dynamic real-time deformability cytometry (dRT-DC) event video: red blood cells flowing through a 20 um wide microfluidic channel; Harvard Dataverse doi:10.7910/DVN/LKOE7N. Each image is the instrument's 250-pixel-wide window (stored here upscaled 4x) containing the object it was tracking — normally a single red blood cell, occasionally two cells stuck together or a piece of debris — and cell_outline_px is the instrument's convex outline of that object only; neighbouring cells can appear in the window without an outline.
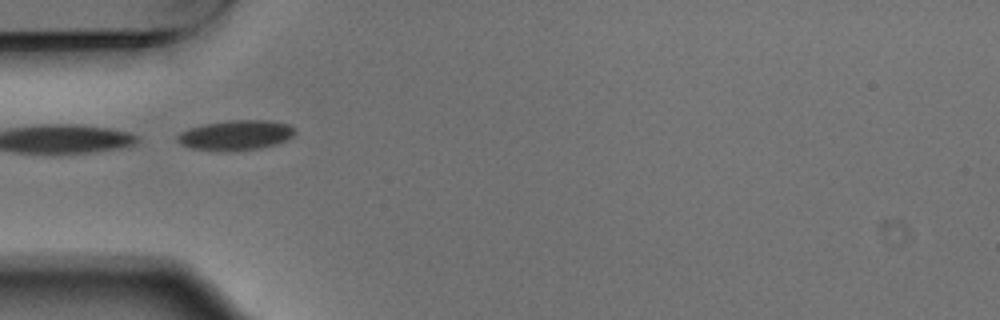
{"species": "Egyptian fruit bat (a non-hibernating species)", "species_latin": "Rousettus aegyptiacus", "temperature_condition": "warm", "stored_images_in_passage": 5, "camera_frame_rate_fps": 3000, "um_per_image_px": 0.085, "animal": {"sex": "male"}, "frame": {"image": 1, "passage_image": 1, "time_ms": 0.0, "image_size_px": [1000, 320], "cell_outline_px": [[296, 132], [292, 136], [276, 144], [260, 148], [228, 152], [224, 152], [188, 148], [180, 144], [176, 140], [176, 136], [180, 132], [188, 128], [204, 124], [228, 120], [268, 120], [288, 124]], "centroid_in_image_um": [19.97, 11.5], "position_along_channel_um": 65.0, "area_um2": 20.75}}
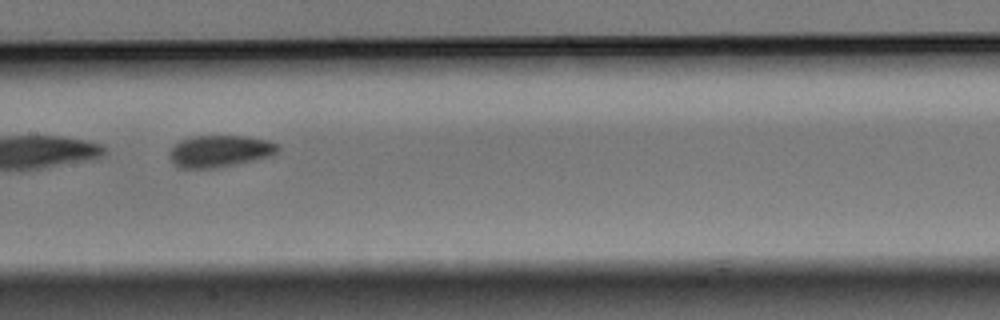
{"frame": {"image": 2, "passage_image": 4, "time_ms": 1.0, "image_size_px": [1000, 320], "cell_outline_px": [[280, 148], [272, 156], [212, 168], [180, 168], [172, 160], [172, 148], [180, 140], [192, 136], [244, 136], [268, 140], [276, 144]], "centroid_in_image_um": [18.71, 12.83], "position_along_channel_um": 188.7, "area_um2": 19.59}}
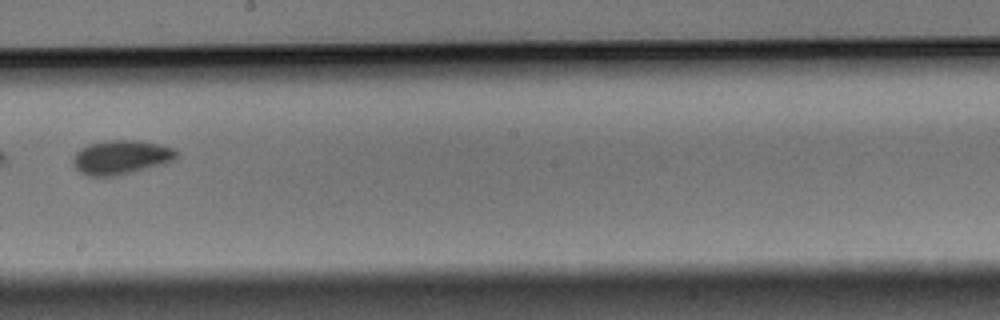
{"frame": {"image": 3, "passage_image": 5, "time_ms": 1.333, "image_size_px": [1000, 320], "cell_outline_px": [[180, 156], [176, 160], [164, 164], [112, 176], [88, 176], [80, 172], [72, 164], [72, 156], [80, 148], [88, 144], [108, 140], [136, 140], [160, 144], [172, 148], [180, 152]], "centroid_in_image_um": [10.3, 13.35], "position_along_channel_um": 237.9, "area_um2": 20.75}}